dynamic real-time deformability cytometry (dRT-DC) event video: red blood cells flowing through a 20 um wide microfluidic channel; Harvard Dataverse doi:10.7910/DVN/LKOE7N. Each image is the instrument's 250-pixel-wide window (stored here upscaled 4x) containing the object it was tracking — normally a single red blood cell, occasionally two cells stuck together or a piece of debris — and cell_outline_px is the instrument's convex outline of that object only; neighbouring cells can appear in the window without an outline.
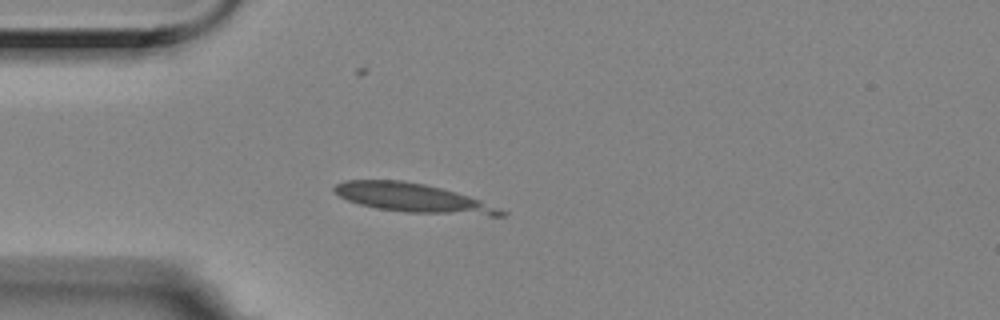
{"species": "Egyptian fruit bat (a non-hibernating species)", "species_latin": "Rousettus aegyptiacus", "temperature_condition": "room temperature", "stored_images_in_passage": 4, "camera_frame_rate_fps": 3000, "um_per_image_px": 0.085, "animal": {"sex": "female"}, "frame": {"image": 1, "passage_image": 4, "time_ms": 1.0, "image_size_px": [1000, 320], "cell_outline_px": [[508, 212], [504, 216], [488, 216], [408, 212], [376, 208], [360, 204], [348, 200], [332, 192], [332, 188], [336, 184], [344, 180], [404, 180], [424, 184], [456, 192], [480, 200]], "centroid_in_image_um": [35.09, 16.83], "position_along_channel_um": 49.9, "area_um2": 28.03}}